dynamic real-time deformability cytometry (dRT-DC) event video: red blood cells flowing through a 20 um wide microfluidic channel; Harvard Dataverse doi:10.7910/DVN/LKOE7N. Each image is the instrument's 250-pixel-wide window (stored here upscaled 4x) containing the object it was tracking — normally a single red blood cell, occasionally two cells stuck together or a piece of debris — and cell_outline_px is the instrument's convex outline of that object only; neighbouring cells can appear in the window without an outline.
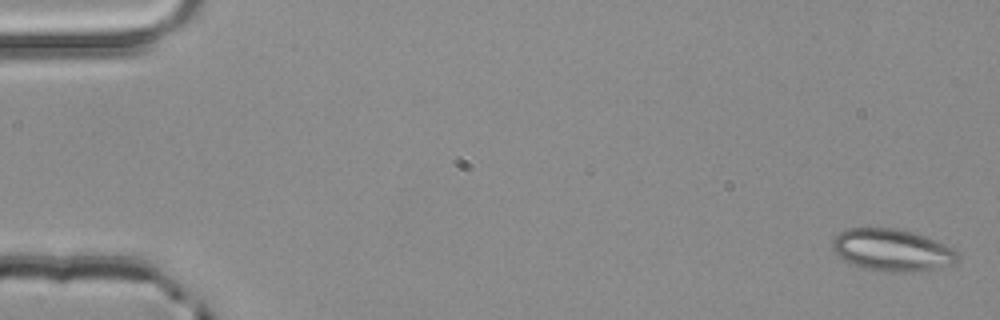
{"species": "common noctule bat (a hibernating species)", "species_latin": "Nyctalus noctula", "temperature_condition": "room temperature", "stored_images_in_passage": 3, "camera_frame_rate_fps": 3000, "um_per_image_px": 0.085, "animal": {"sex": "male", "body_mass_g": 20.4}, "frame": {"image": 1, "passage_image": 1, "time_ms": 0.0, "image_size_px": [1000, 320], "cell_outline_px": [[960, 256], [952, 264], [912, 272], [888, 272], [868, 268], [844, 260], [832, 248], [832, 240], [840, 232], [848, 228], [892, 228], [912, 232], [924, 236], [944, 244], [952, 248]], "centroid_in_image_um": [75.82, 21.24], "position_along_channel_um": 9.2, "area_um2": 30.06}}